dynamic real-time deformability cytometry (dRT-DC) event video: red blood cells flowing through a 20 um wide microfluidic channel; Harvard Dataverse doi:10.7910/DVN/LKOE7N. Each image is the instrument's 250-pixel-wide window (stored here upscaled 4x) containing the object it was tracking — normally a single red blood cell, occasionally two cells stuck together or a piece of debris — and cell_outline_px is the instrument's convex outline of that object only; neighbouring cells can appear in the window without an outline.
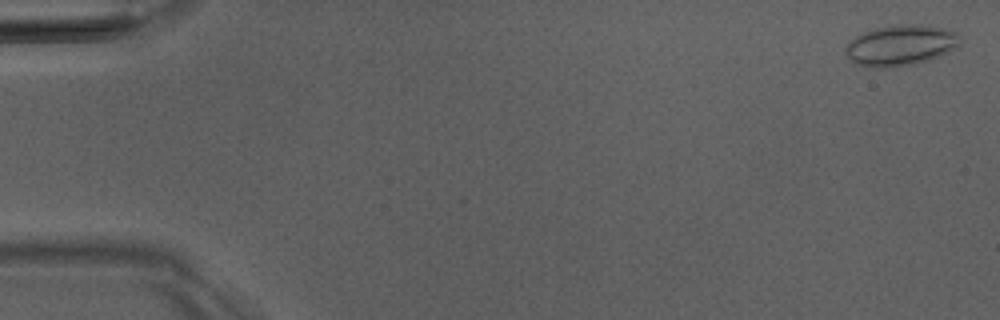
{"species": "Egyptian fruit bat (a non-hibernating species)", "species_latin": "Rousettus aegyptiacus", "temperature_condition": "room temperature", "stored_images_in_passage": 5, "camera_frame_rate_fps": 3000, "um_per_image_px": 0.085, "animal": {"sex": "male"}, "frame": {"image": 1, "passage_image": 1, "time_ms": 0.0, "image_size_px": [1000, 320], "cell_outline_px": [[960, 44], [956, 48], [928, 60], [912, 64], [888, 68], [872, 68], [856, 64], [848, 56], [844, 48], [856, 36], [864, 32], [876, 28], [900, 24], [920, 24], [940, 28], [956, 32]], "centroid_in_image_um": [76.53, 3.86], "position_along_channel_um": 8.5, "area_um2": 26.82}}